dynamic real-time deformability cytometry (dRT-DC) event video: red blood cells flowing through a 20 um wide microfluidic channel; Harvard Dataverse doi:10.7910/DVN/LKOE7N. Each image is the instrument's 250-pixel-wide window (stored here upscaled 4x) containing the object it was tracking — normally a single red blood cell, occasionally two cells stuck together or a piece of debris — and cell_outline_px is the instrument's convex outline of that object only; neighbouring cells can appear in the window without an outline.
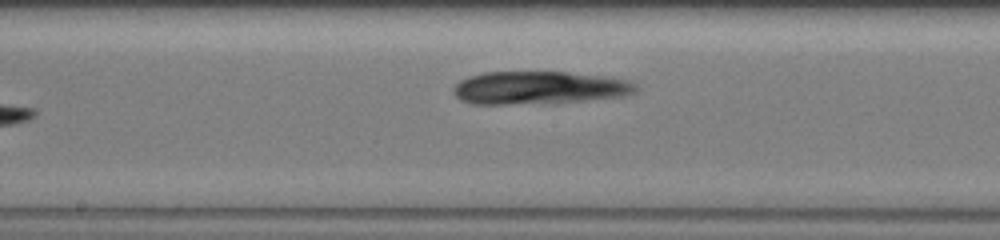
{"species": "common noctule bat (a hibernating species)", "species_latin": "Nyctalus noctula", "temperature_condition": "warm", "stored_images_in_passage": 19, "camera_frame_rate_fps": 3000, "um_per_image_px": 0.085, "animal": {"sex": "female", "body_mass_g": 19.5, "forearm_length_mm": 54.1}, "frame": {"image": 1, "passage_image": 19, "time_ms": 10.333, "image_size_px": [1000, 240], "cell_outline_px": [[636, 88], [632, 92], [620, 96], [580, 100], [504, 104], [476, 104], [460, 100], [456, 96], [452, 88], [460, 80], [468, 76], [484, 72], [564, 72], [600, 76], [632, 80], [636, 84]], "centroid_in_image_um": [45.74, 7.44], "position_along_channel_um": 202.5, "area_um2": 34.22}}